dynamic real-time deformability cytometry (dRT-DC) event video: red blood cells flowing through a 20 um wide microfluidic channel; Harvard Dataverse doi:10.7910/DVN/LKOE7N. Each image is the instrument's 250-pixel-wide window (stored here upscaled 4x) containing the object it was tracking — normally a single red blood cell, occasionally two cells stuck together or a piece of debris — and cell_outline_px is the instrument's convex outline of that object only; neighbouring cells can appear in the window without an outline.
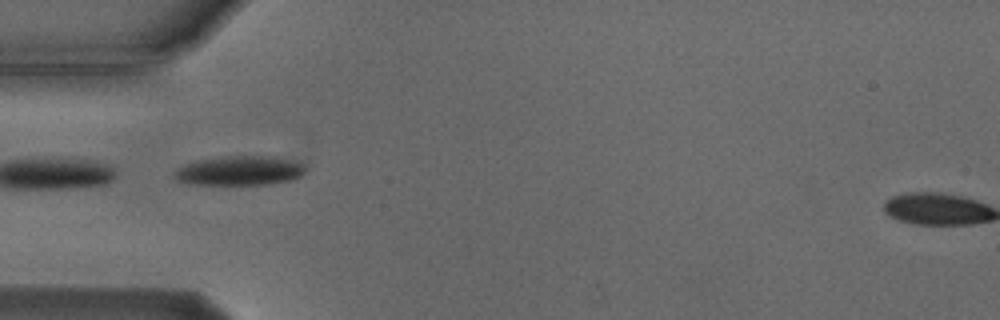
{"species": "Egyptian fruit bat (a non-hibernating species)", "species_latin": "Rousettus aegyptiacus", "temperature_condition": "cold", "stored_images_in_passage": 7, "camera_frame_rate_fps": 3000, "um_per_image_px": 0.085, "animal": {"sex": "male"}, "frame": {"image": 1, "passage_image": 5, "time_ms": 4.667, "image_size_px": [1000, 320], "cell_outline_px": [[304, 172], [300, 176], [292, 180], [268, 184], [188, 184], [176, 180], [172, 176], [176, 168], [184, 164], [196, 160], [224, 156], [276, 156], [304, 164]], "centroid_in_image_um": [20.31, 14.5], "position_along_channel_um": 64.7, "area_um2": 22.6}}
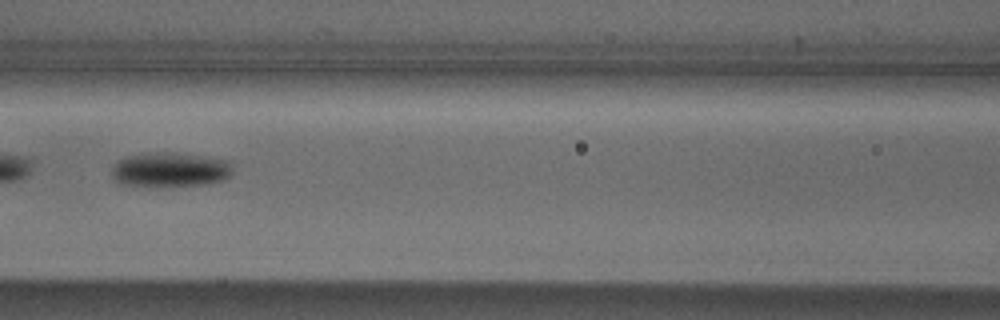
{"frame": {"image": 2, "passage_image": 7, "time_ms": 7.0, "image_size_px": [1000, 320], "cell_outline_px": [[232, 172], [224, 180], [204, 184], [156, 188], [152, 188], [116, 184], [112, 176], [112, 168], [116, 160], [140, 152], [176, 152], [232, 160]], "centroid_in_image_um": [14.4, 14.43], "position_along_channel_um": 152.2, "area_um2": 25.55}}